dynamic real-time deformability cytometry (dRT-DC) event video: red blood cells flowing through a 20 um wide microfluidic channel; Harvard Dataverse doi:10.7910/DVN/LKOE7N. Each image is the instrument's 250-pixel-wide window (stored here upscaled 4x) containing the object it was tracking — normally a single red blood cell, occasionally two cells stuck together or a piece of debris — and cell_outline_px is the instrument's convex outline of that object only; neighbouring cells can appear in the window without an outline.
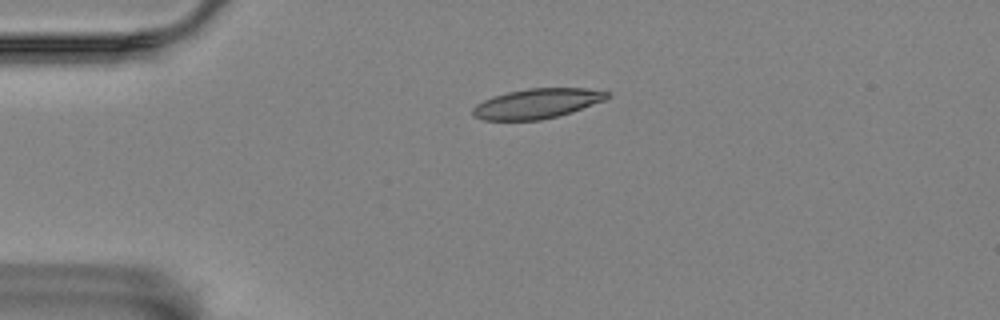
{"species": "Egyptian fruit bat (a non-hibernating species)", "species_latin": "Rousettus aegyptiacus", "temperature_condition": "room temperature", "stored_images_in_passage": 5, "camera_frame_rate_fps": 3000, "um_per_image_px": 0.085, "animal": {"sex": "female"}, "frame": {"image": 1, "passage_image": 4, "time_ms": 3.667, "image_size_px": [1000, 320], "cell_outline_px": [[612, 96], [604, 100], [572, 112], [540, 120], [484, 120], [472, 116], [472, 108], [476, 104], [492, 96], [508, 92], [528, 88], [588, 88], [608, 92]], "centroid_in_image_um": [45.63, 8.8], "position_along_channel_um": 39.4, "area_um2": 23.41}}